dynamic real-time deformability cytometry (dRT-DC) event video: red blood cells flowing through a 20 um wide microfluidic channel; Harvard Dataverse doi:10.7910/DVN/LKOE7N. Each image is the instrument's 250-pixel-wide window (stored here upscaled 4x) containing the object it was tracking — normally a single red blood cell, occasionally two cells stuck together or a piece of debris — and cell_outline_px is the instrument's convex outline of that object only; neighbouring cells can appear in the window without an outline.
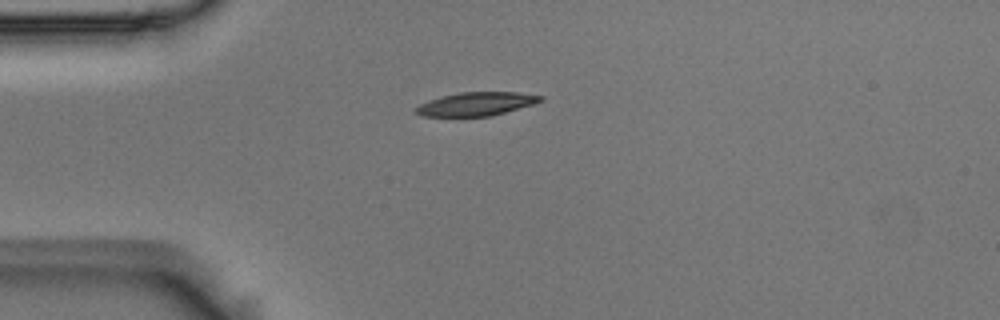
{"species": "Egyptian fruit bat (a non-hibernating species)", "species_latin": "Rousettus aegyptiacus", "temperature_condition": "room temperature", "stored_images_in_passage": 3, "camera_frame_rate_fps": 3000, "um_per_image_px": 0.085, "animal": {"sex": "male"}, "frame": {"image": 1, "passage_image": 1, "time_ms": 0.0, "image_size_px": [1000, 320], "cell_outline_px": [[544, 100], [532, 104], [504, 112], [488, 116], [420, 116], [412, 112], [420, 104], [444, 96], [460, 92], [516, 92], [544, 96]], "centroid_in_image_um": [40.47, 8.83], "position_along_channel_um": 44.5, "area_um2": 16.76}}